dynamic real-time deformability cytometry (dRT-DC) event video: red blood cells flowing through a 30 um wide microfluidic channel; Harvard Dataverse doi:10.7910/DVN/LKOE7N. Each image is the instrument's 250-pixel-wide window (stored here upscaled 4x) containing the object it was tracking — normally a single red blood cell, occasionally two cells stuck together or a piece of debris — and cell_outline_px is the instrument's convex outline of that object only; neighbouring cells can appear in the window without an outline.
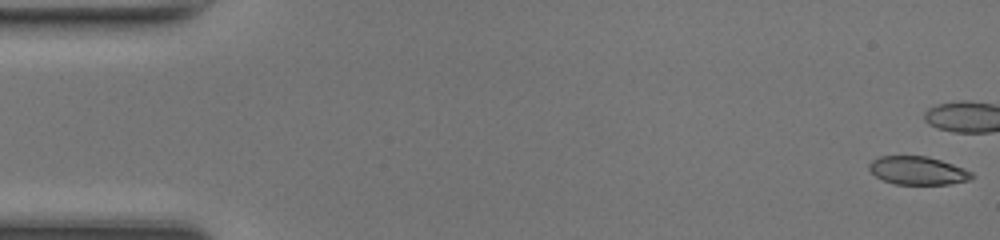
{"species": "common noctule bat (a hibernating species)", "species_latin": "Nyctalus noctula", "temperature_condition": "room temperature", "stored_images_in_passage": 37, "camera_frame_rate_fps": 3000, "um_per_image_px": 0.085, "animal": {"sex": "female", "body_mass_g": 17.0, "forearm_length_mm": 48.0}, "frame": {"image": 1, "passage_image": 1, "time_ms": 0.0, "image_size_px": [1000, 240], "cell_outline_px": [[976, 176], [968, 180], [948, 184], [896, 184], [884, 180], [876, 176], [868, 168], [868, 164], [872, 160], [880, 156], [928, 156], [964, 168], [972, 172]], "centroid_in_image_um": [78.02, 14.49], "position_along_channel_um": 7.0, "area_um2": 16.82}}